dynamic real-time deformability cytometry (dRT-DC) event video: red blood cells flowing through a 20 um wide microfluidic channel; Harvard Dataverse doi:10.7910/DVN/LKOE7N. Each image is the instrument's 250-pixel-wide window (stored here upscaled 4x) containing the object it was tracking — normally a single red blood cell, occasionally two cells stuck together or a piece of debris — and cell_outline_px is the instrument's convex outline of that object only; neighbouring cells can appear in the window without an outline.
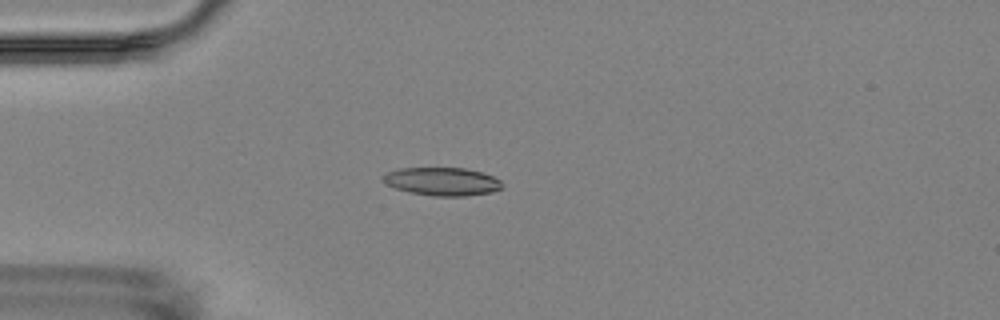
{"species": "Egyptian fruit bat (a non-hibernating species)", "species_latin": "Rousettus aegyptiacus", "temperature_condition": "room temperature", "stored_images_in_passage": 4, "camera_frame_rate_fps": 3000, "um_per_image_px": 0.085, "animal": {"sex": "female"}, "frame": {"image": 1, "passage_image": 4, "time_ms": 3.667, "image_size_px": [1000, 320], "cell_outline_px": [[504, 184], [500, 188], [492, 192], [464, 196], [432, 196], [408, 192], [396, 188], [388, 184], [380, 176], [384, 172], [400, 168], [464, 168], [480, 172], [492, 176], [500, 180]], "centroid_in_image_um": [37.56, 15.42], "position_along_channel_um": 47.4, "area_um2": 19.54}}